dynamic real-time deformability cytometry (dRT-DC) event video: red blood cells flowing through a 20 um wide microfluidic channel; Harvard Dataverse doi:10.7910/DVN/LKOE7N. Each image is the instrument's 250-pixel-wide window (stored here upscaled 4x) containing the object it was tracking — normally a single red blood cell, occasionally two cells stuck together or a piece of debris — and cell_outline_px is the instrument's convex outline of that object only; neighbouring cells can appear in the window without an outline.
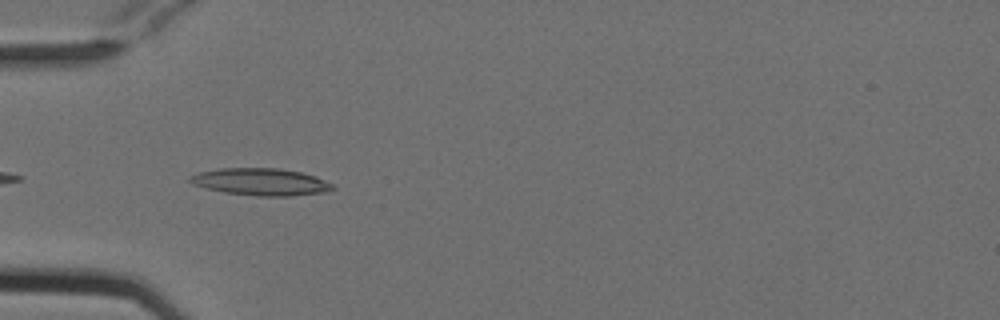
{"species": "Egyptian fruit bat (a non-hibernating species)", "species_latin": "Rousettus aegyptiacus", "temperature_condition": "cold", "stored_images_in_passage": 38, "camera_frame_rate_fps": 3000, "um_per_image_px": 0.085, "animal": {"sex": "female"}, "frame": {"image": 1, "passage_image": 2, "time_ms": 0.333, "image_size_px": [1000, 320], "cell_outline_px": [[336, 188], [328, 192], [292, 196], [260, 196], [224, 192], [192, 184], [188, 180], [188, 176], [200, 172], [220, 168], [280, 168], [300, 172], [324, 180], [332, 184]], "centroid_in_image_um": [22.17, 15.46], "position_along_channel_um": 62.8, "area_um2": 22.48}}
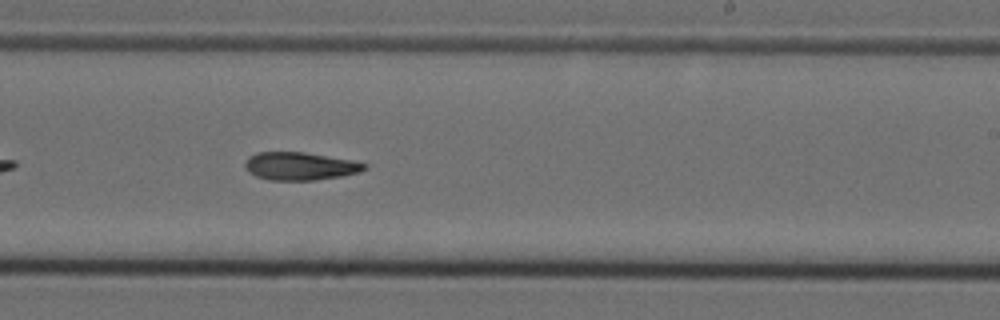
{"frame": {"image": 2, "passage_image": 18, "time_ms": 5.667, "image_size_px": [1000, 320], "cell_outline_px": [[368, 168], [360, 172], [340, 176], [316, 180], [268, 180], [256, 176], [248, 172], [244, 164], [244, 160], [248, 156], [256, 152], [304, 152], [352, 160], [368, 164]], "centroid_in_image_um": [25.48, 14.12], "position_along_channel_um": 263.5, "area_um2": 19.59}}
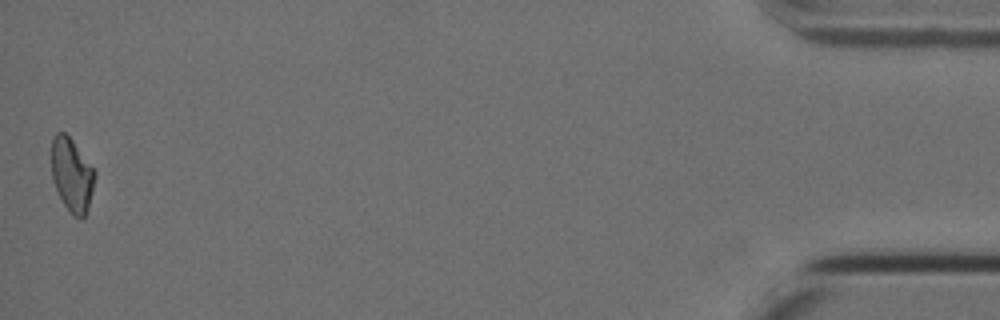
{"frame": {"image": 3, "passage_image": 38, "time_ms": 12.333, "image_size_px": [1000, 320], "cell_outline_px": [[96, 176], [92, 192], [84, 220], [80, 220], [72, 216], [64, 204], [52, 180], [52, 136], [56, 132], [64, 132], [72, 140], [96, 172]], "centroid_in_image_um": [6.11, 14.89], "position_along_channel_um": 429.1, "area_um2": 18.55}}